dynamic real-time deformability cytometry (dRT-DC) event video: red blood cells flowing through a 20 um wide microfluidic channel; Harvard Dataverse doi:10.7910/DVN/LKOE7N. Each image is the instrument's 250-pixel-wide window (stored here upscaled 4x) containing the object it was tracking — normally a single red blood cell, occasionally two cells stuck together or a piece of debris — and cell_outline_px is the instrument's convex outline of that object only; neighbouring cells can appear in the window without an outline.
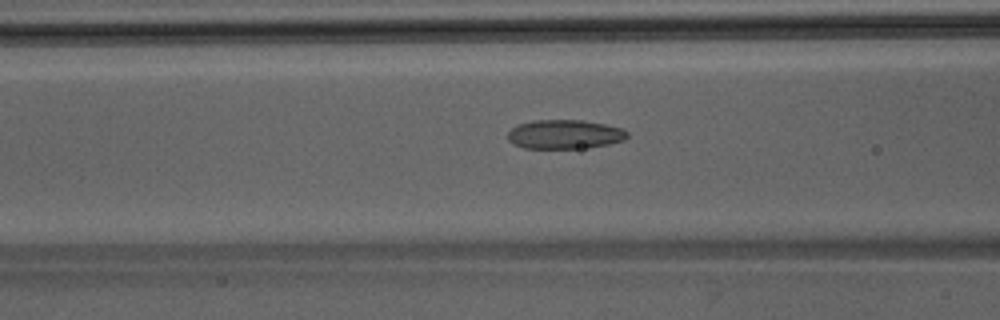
{"species": "Egyptian fruit bat (a non-hibernating species)", "species_latin": "Rousettus aegyptiacus", "temperature_condition": "room temperature", "stored_images_in_passage": 37, "camera_frame_rate_fps": 3000, "um_per_image_px": 0.085, "animal": {"sex": "male"}, "frame": {"image": 1, "passage_image": 8, "time_ms": 2.333, "image_size_px": [1000, 320], "cell_outline_px": [[628, 136], [624, 140], [608, 144], [588, 148], [524, 148], [508, 140], [508, 132], [512, 128], [520, 124], [532, 120], [584, 120], [624, 128], [628, 132]], "centroid_in_image_um": [48.03, 11.41], "position_along_channel_um": 118.6, "area_um2": 20.29}}
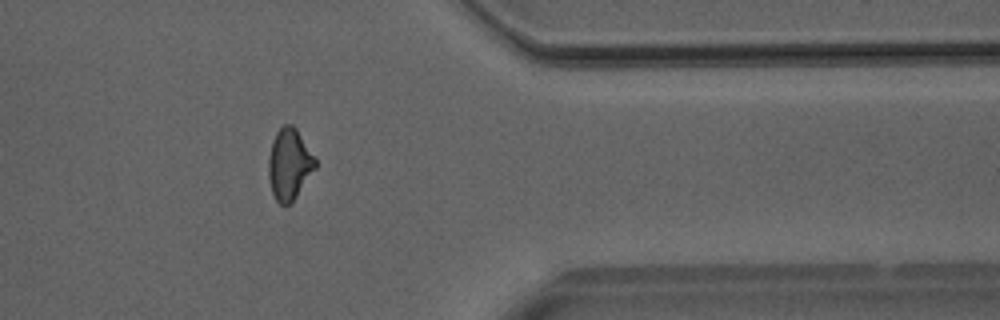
{"frame": {"image": 2, "passage_image": 28, "time_ms": 9.0, "image_size_px": [1000, 320], "cell_outline_px": [[316, 168], [296, 196], [288, 204], [280, 204], [276, 200], [272, 192], [268, 176], [268, 160], [272, 140], [276, 132], [284, 124], [292, 124], [296, 128], [316, 156]], "centroid_in_image_um": [24.6, 13.92], "position_along_channel_um": 386.8, "area_um2": 19.48}}
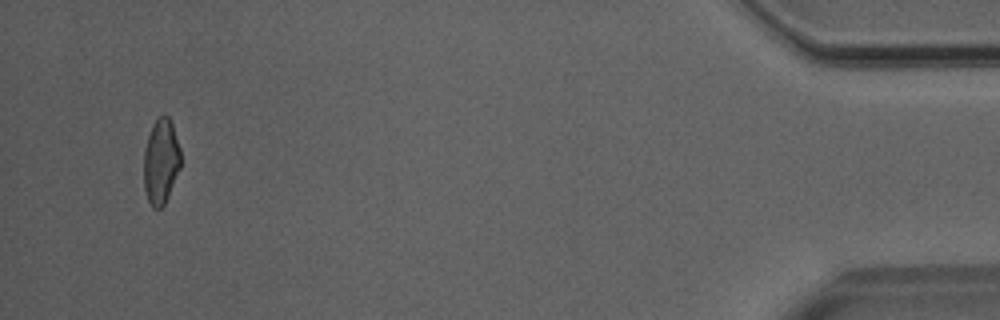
{"frame": {"image": 3, "passage_image": 35, "time_ms": 11.333, "image_size_px": [1000, 320], "cell_outline_px": [[180, 168], [168, 196], [164, 204], [160, 208], [152, 208], [144, 192], [144, 152], [148, 136], [152, 124], [160, 116], [168, 116], [172, 124], [180, 148]], "centroid_in_image_um": [13.67, 13.74], "position_along_channel_um": 421.5, "area_um2": 18.21}}